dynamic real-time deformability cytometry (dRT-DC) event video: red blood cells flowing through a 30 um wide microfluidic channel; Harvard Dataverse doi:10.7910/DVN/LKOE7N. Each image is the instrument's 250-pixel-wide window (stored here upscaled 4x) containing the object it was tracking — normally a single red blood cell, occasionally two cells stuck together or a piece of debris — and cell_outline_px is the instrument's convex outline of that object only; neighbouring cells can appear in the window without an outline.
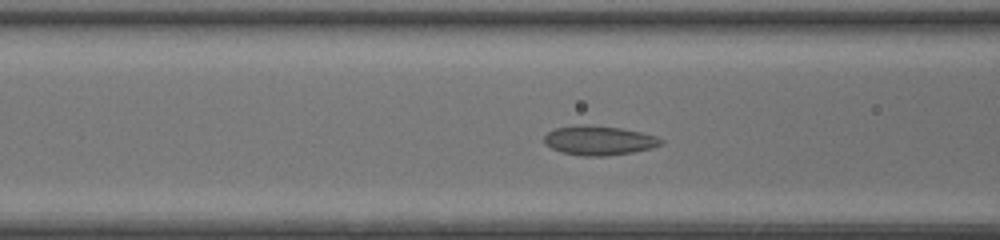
{"species": "common noctule bat (a hibernating species)", "species_latin": "Nyctalus noctula", "temperature_condition": "room temperature", "stored_images_in_passage": 44, "camera_frame_rate_fps": 3000, "um_per_image_px": 0.085, "animal": {"sex": "female", "body_mass_g": 20.0, "forearm_length_mm": 54.0}, "frame": {"image": 1, "passage_image": 16, "time_ms": 5.0, "image_size_px": [1000, 240], "cell_outline_px": [[664, 144], [652, 148], [632, 152], [604, 156], [584, 156], [560, 152], [544, 144], [544, 136], [548, 132], [556, 128], [580, 124], [588, 124], [620, 128], [640, 132], [656, 136], [664, 140]], "centroid_in_image_um": [50.91, 11.93], "position_along_channel_um": 115.7, "area_um2": 20.06}}
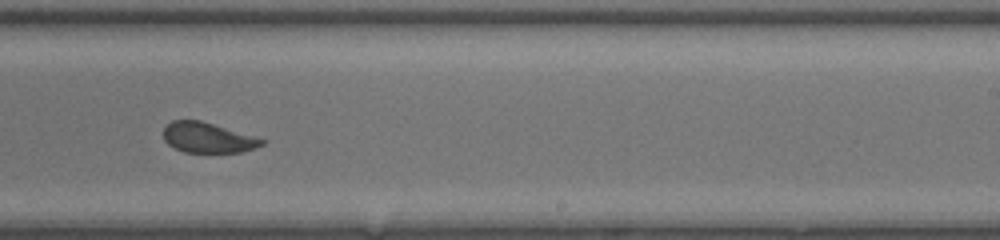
{"frame": {"image": 2, "passage_image": 27, "time_ms": 8.667, "image_size_px": [1000, 240], "cell_outline_px": [[268, 140], [264, 144], [256, 148], [240, 152], [184, 152], [168, 144], [164, 140], [164, 128], [172, 120], [200, 120]], "centroid_in_image_um": [17.69, 11.7], "position_along_channel_um": 271.3, "area_um2": 17.28}}
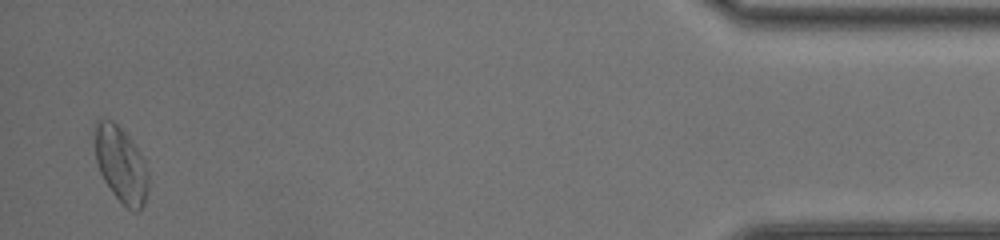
{"frame": {"image": 3, "passage_image": 43, "time_ms": 14.0, "image_size_px": [1000, 240], "cell_outline_px": [[148, 188], [144, 204], [136, 212], [132, 212], [112, 192], [104, 180], [100, 172], [96, 160], [92, 132], [92, 124], [96, 120], [112, 120], [128, 136], [136, 148], [148, 172]], "centroid_in_image_um": [10.22, 13.95], "position_along_channel_um": 425.0, "area_um2": 23.58}, "authors_computed_cell_mechanics": {"area_um2": 19.5075, "velocity_mm_per_s": 4.2483, "shape_relaxation_time_tau1_ms": 6.8107, "shape_relaxation_time_tau2_ms": 1.5293, "deformation_change_tau1": 0.1601, "deformation_change_tau2": 0.0572}}